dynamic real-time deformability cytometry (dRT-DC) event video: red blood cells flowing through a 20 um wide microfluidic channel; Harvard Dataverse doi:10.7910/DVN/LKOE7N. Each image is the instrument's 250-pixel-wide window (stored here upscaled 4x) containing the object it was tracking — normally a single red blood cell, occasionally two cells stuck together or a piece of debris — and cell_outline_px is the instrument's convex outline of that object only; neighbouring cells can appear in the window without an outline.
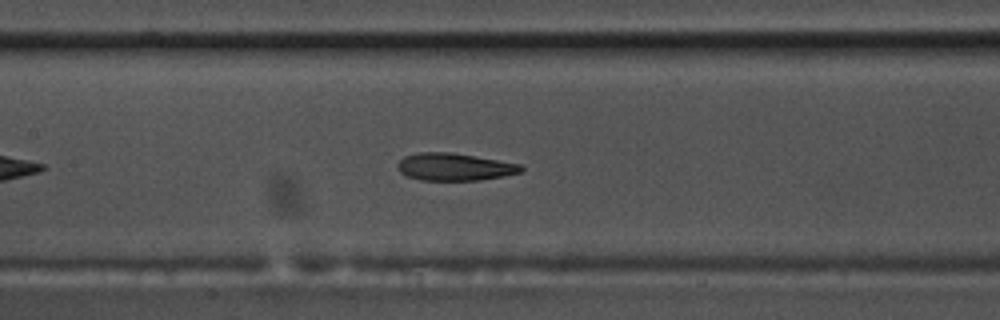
{"species": "common noctule bat (a hibernating species)", "species_latin": "Nyctalus noctula", "temperature_condition": "warm", "stored_images_in_passage": 43, "camera_frame_rate_fps": 3000, "um_per_image_px": 0.085, "animal": {"sex": "male", "body_mass_g": 17.5, "forearm_length_mm": 52.3}, "frame": {"image": 1, "passage_image": 14, "time_ms": 4.333, "image_size_px": [1000, 320], "cell_outline_px": [[524, 168], [520, 172], [504, 176], [480, 180], [420, 180], [408, 176], [400, 172], [396, 168], [396, 164], [404, 156], [420, 152], [452, 152], [476, 156], [520, 164]], "centroid_in_image_um": [38.6, 14.18], "position_along_channel_um": 168.8, "area_um2": 19.77}}
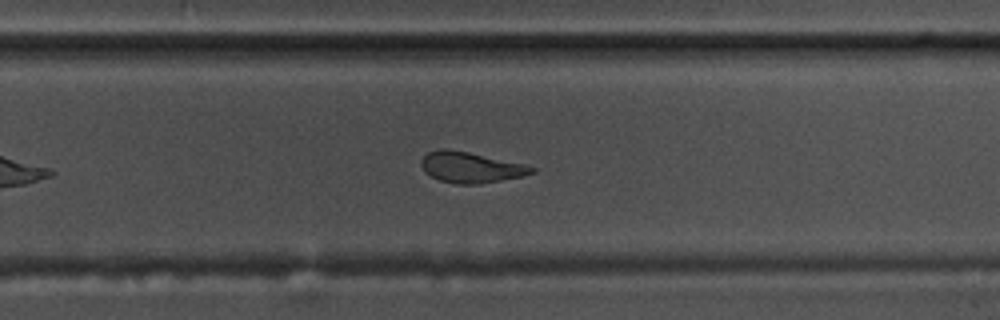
{"frame": {"image": 2, "passage_image": 24, "time_ms": 7.667, "image_size_px": [1000, 320], "cell_outline_px": [[536, 172], [524, 176], [480, 184], [456, 184], [440, 180], [424, 172], [420, 164], [420, 160], [428, 152], [444, 148], [448, 148], [528, 164], [536, 168]], "centroid_in_image_um": [40.05, 14.22], "position_along_channel_um": 289.7, "area_um2": 20.06}}
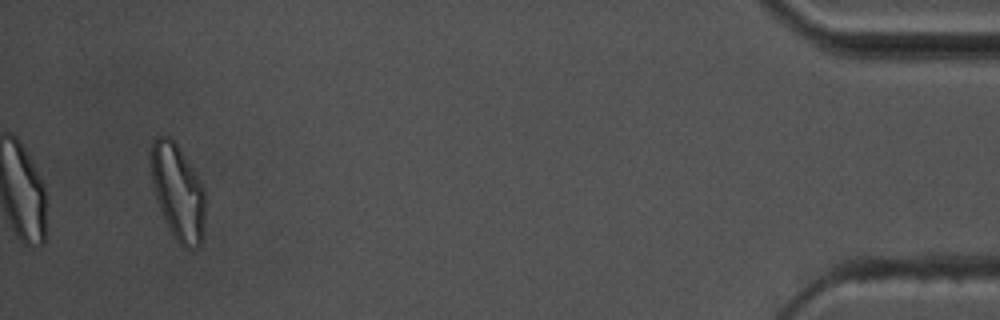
{"frame": {"image": 3, "passage_image": 41, "time_ms": 13.333, "image_size_px": [1000, 320], "cell_outline_px": [[204, 220], [200, 244], [196, 248], [184, 248], [176, 240], [160, 208], [152, 184], [148, 160], [148, 152], [152, 140], [156, 136], [168, 136], [176, 144], [204, 188]], "centroid_in_image_um": [15.06, 16.27], "position_along_channel_um": 420.1, "area_um2": 29.94}, "authors_computed_cell_mechanics": {"area_um2": 20.7502, "velocity_mm_per_s": 3.6459, "shape_relaxation_time_tau1_ms": null, "shape_relaxation_time_tau2_ms": 2.5384, "deformation_change_tau1": null, "deformation_change_tau2": 0.1059}}